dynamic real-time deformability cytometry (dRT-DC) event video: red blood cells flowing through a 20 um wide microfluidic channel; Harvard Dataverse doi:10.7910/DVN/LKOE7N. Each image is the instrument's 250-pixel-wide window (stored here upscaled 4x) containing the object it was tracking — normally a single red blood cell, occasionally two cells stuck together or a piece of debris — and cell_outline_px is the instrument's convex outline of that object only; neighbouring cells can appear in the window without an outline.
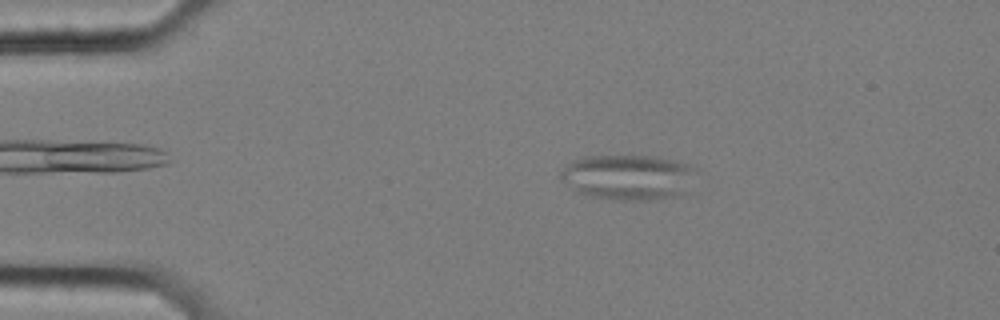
{"species": "common noctule bat (a hibernating species)", "species_latin": "Nyctalus noctula", "temperature_condition": "cold", "stored_images_in_passage": 57, "camera_frame_rate_fps": 3000, "um_per_image_px": 0.085, "animal": {"sex": "female", "body_mass_g": 25.1}, "frame": {"image": 1, "passage_image": 11, "time_ms": 3.333, "image_size_px": [1000, 320], "cell_outline_px": [[696, 168], [684, 192], [676, 196], [648, 200], [612, 200], [588, 196], [576, 192], [560, 176], [560, 172], [572, 160], [584, 156], [652, 156], [672, 160], [688, 164]], "centroid_in_image_um": [53.34, 15.06], "position_along_channel_um": 31.7, "area_um2": 35.43}}
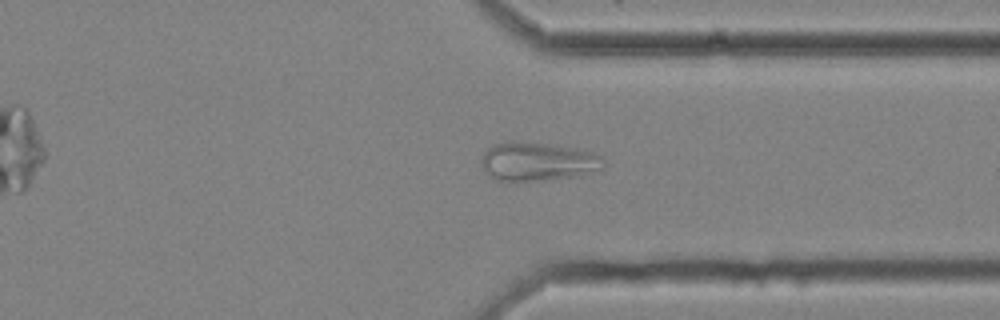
{"frame": {"image": 2, "passage_image": 44, "time_ms": 14.333, "image_size_px": [1000, 320], "cell_outline_px": [[604, 168], [580, 176], [548, 180], [496, 180], [484, 172], [480, 164], [480, 160], [484, 152], [492, 144], [508, 140], [516, 140], [576, 148], [592, 152], [600, 156], [604, 160]], "centroid_in_image_um": [45.67, 13.72], "position_along_channel_um": 365.7, "area_um2": 27.92}}
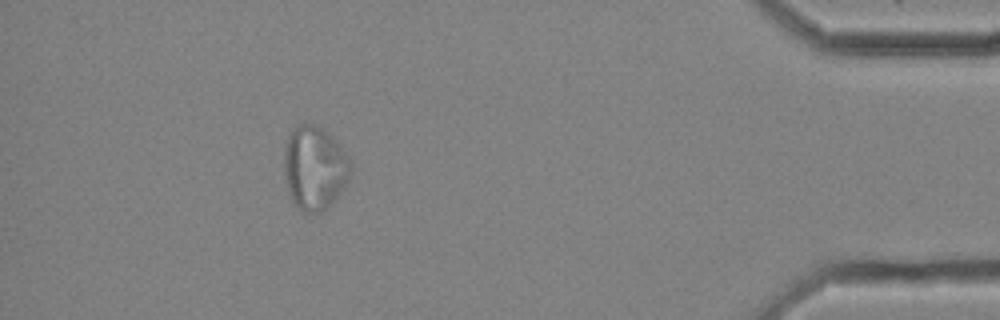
{"frame": {"image": 3, "passage_image": 52, "time_ms": 17.0, "image_size_px": [1000, 320], "cell_outline_px": [[352, 172], [344, 188], [320, 212], [304, 212], [296, 208], [288, 192], [284, 180], [284, 148], [288, 136], [300, 124], [320, 124], [336, 140], [348, 156], [352, 164]], "centroid_in_image_um": [26.73, 14.25], "position_along_channel_um": 408.5, "area_um2": 32.66}}